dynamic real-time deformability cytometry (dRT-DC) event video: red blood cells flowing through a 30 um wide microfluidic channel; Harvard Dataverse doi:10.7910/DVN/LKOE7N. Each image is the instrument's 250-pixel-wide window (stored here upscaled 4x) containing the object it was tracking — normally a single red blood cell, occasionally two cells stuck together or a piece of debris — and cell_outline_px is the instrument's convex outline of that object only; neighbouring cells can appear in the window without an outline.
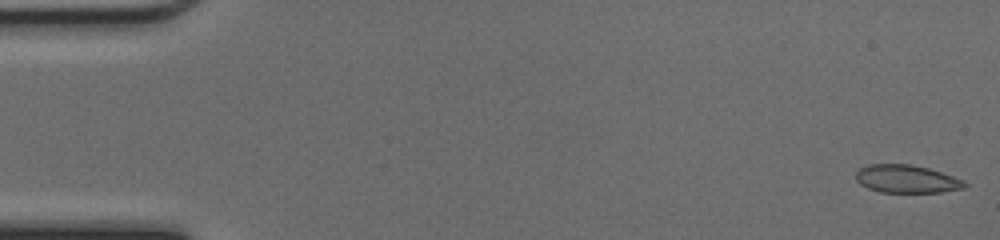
{"species": "common noctule bat (a hibernating species)", "species_latin": "Nyctalus noctula", "temperature_condition": "cold", "stored_images_in_passage": 48, "camera_frame_rate_fps": 3000, "um_per_image_px": 0.085, "animal": {"sex": "female", "body_mass_g": 17.0, "forearm_length_mm": 48.0}, "frame": {"image": 1, "passage_image": 1, "time_ms": 0.0, "image_size_px": [1000, 240], "cell_outline_px": [[968, 184], [964, 188], [940, 192], [880, 192], [868, 188], [860, 184], [856, 180], [856, 172], [860, 168], [868, 164], [912, 164], [928, 168], [964, 180]], "centroid_in_image_um": [77.05, 15.21], "position_along_channel_um": 8.0, "area_um2": 17.69}}
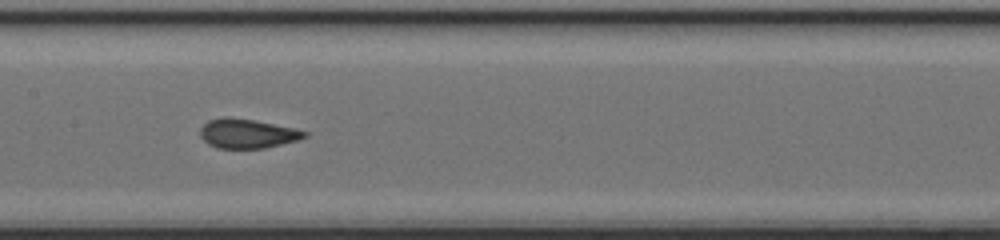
{"frame": {"image": 2, "passage_image": 24, "time_ms": 7.667, "image_size_px": [1000, 240], "cell_outline_px": [[308, 136], [296, 140], [264, 148], [216, 148], [208, 144], [200, 136], [200, 128], [208, 120], [224, 116], [228, 116], [252, 120], [292, 128], [308, 132]], "centroid_in_image_um": [20.96, 11.35], "position_along_channel_um": 186.4, "area_um2": 17.63}}
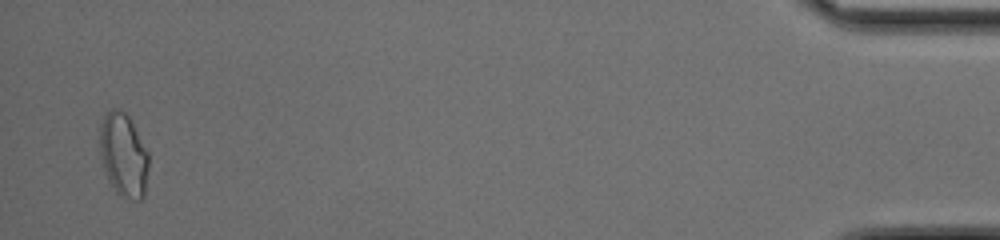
{"frame": {"image": 3, "passage_image": 47, "time_ms": 15.333, "image_size_px": [1000, 240], "cell_outline_px": [[148, 168], [144, 196], [140, 200], [132, 200], [120, 196], [116, 192], [108, 180], [104, 168], [100, 152], [100, 124], [104, 116], [112, 108], [120, 108], [128, 116], [148, 152]], "centroid_in_image_um": [10.5, 13.19], "position_along_channel_um": 424.7, "area_um2": 23.7}, "authors_computed_cell_mechanics": {"area_um2": 18.2648, "velocity_mm_per_s": 4.2759, "shape_relaxation_time_tau1_ms": 6.574, "shape_relaxation_time_tau2_ms": null, "deformation_change_tau1": 0.1594, "deformation_change_tau2": null}}